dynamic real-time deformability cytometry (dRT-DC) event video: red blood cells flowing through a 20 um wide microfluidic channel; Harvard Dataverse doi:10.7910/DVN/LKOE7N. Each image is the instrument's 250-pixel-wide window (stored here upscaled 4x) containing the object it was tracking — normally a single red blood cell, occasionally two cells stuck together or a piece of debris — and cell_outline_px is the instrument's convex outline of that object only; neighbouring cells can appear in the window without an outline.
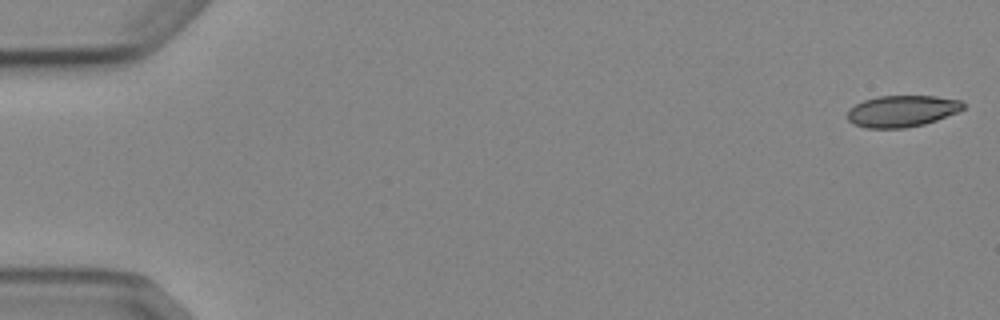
{"species": "Egyptian fruit bat (a non-hibernating species)", "species_latin": "Rousettus aegyptiacus", "temperature_condition": "cold", "stored_images_in_passage": 5, "camera_frame_rate_fps": 3000, "um_per_image_px": 0.085, "animal": {"sex": "female"}, "frame": {"image": 1, "passage_image": 1, "time_ms": 0.0, "image_size_px": [1000, 320], "cell_outline_px": [[964, 108], [956, 112], [936, 120], [924, 124], [904, 128], [868, 128], [852, 124], [848, 120], [848, 108], [864, 100], [876, 96], [936, 96], [960, 100], [964, 104]], "centroid_in_image_um": [76.63, 9.44], "position_along_channel_um": 8.4, "area_um2": 21.21}}
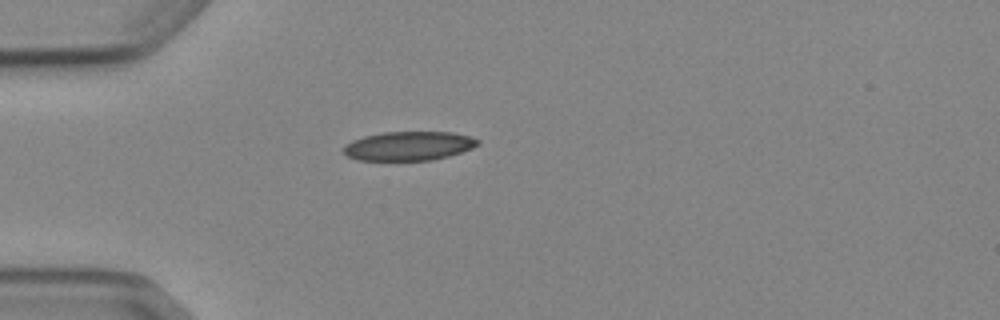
{"frame": {"image": 2, "passage_image": 4, "time_ms": 4.667, "image_size_px": [1000, 320], "cell_outline_px": [[480, 144], [472, 148], [448, 156], [432, 160], [356, 160], [348, 156], [344, 152], [344, 144], [352, 140], [364, 136], [380, 132], [452, 132], [468, 136], [480, 140]], "centroid_in_image_um": [34.73, 12.4], "position_along_channel_um": 50.3, "area_um2": 22.72}}